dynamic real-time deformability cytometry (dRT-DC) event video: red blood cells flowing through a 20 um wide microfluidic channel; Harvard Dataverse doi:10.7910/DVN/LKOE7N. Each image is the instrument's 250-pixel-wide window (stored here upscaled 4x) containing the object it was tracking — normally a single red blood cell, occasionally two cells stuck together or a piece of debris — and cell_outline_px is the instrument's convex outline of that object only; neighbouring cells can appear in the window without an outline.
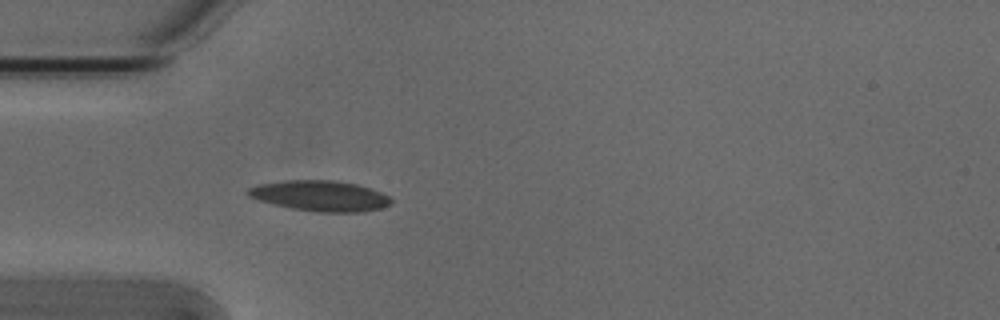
{"species": "Egyptian fruit bat (a non-hibernating species)", "species_latin": "Rousettus aegyptiacus", "temperature_condition": "cold", "stored_images_in_passage": 5, "camera_frame_rate_fps": 3000, "um_per_image_px": 0.085, "animal": {"sex": "male"}, "frame": {"image": 1, "passage_image": 5, "time_ms": 1.333, "image_size_px": [1000, 320], "cell_outline_px": [[392, 204], [380, 208], [364, 212], [320, 212], [292, 208], [272, 204], [248, 196], [244, 192], [248, 188], [260, 184], [284, 180], [336, 180], [356, 184], [380, 192], [388, 196], [392, 200]], "centroid_in_image_um": [27.2, 16.64], "position_along_channel_um": 57.8, "area_um2": 25.43}}